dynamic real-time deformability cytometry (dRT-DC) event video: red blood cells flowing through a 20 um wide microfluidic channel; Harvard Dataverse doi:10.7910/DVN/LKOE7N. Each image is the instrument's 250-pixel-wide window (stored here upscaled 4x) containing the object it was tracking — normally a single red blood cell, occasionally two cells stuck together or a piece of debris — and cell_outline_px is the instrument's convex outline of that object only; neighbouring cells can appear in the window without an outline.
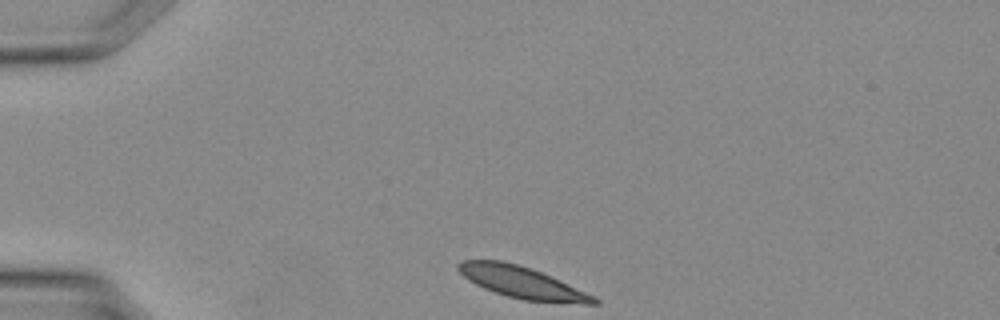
{"species": "Egyptian fruit bat (a non-hibernating species)", "species_latin": "Rousettus aegyptiacus", "temperature_condition": "warm", "stored_images_in_passage": 25, "camera_frame_rate_fps": 3000, "um_per_image_px": 0.085, "animal": {"sex": "female"}, "frame": {"image": 1, "passage_image": 1, "time_ms": 0.0, "image_size_px": [1000, 320], "cell_outline_px": [[600, 304], [584, 304], [524, 300], [508, 296], [484, 288], [468, 280], [456, 268], [456, 264], [460, 260], [500, 260], [516, 264], [540, 272], [560, 280], [596, 296], [600, 300]], "centroid_in_image_um": [44.39, 24.01], "position_along_channel_um": 40.6, "area_um2": 24.85}}
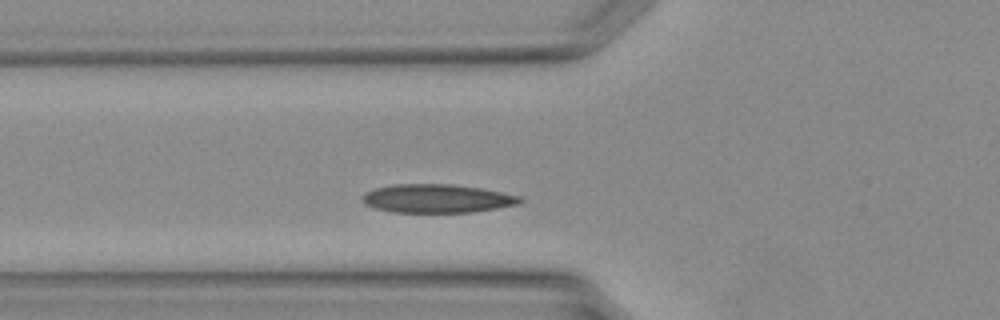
{"frame": {"image": 2, "passage_image": 6, "time_ms": 1.667, "image_size_px": [1000, 320], "cell_outline_px": [[524, 200], [520, 204], [472, 212], [392, 212], [372, 208], [364, 204], [360, 200], [360, 196], [364, 192], [376, 188], [392, 184], [452, 184], [480, 188], [520, 196]], "centroid_in_image_um": [37.08, 16.87], "position_along_channel_um": 88.7, "area_um2": 26.41}}
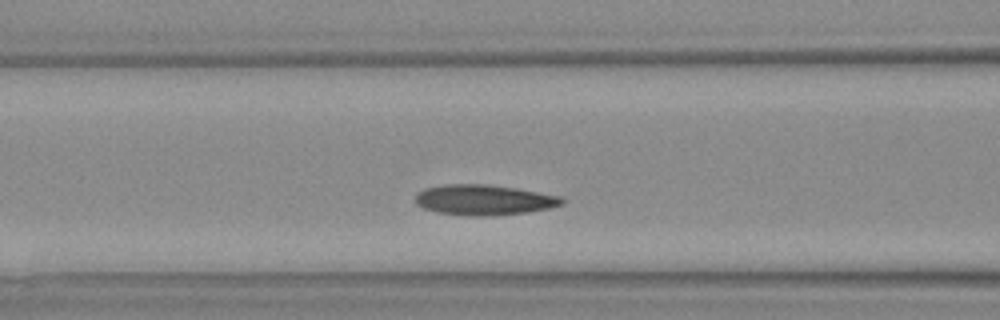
{"frame": {"image": 3, "passage_image": 8, "time_ms": 2.333, "image_size_px": [1000, 320], "cell_outline_px": [[564, 204], [548, 208], [528, 212], [484, 216], [468, 216], [436, 212], [424, 208], [416, 204], [416, 192], [424, 188], [444, 184], [488, 184], [516, 188], [560, 196], [564, 200]], "centroid_in_image_um": [41.1, 16.98], "position_along_channel_um": 125.5, "area_um2": 26.01}}